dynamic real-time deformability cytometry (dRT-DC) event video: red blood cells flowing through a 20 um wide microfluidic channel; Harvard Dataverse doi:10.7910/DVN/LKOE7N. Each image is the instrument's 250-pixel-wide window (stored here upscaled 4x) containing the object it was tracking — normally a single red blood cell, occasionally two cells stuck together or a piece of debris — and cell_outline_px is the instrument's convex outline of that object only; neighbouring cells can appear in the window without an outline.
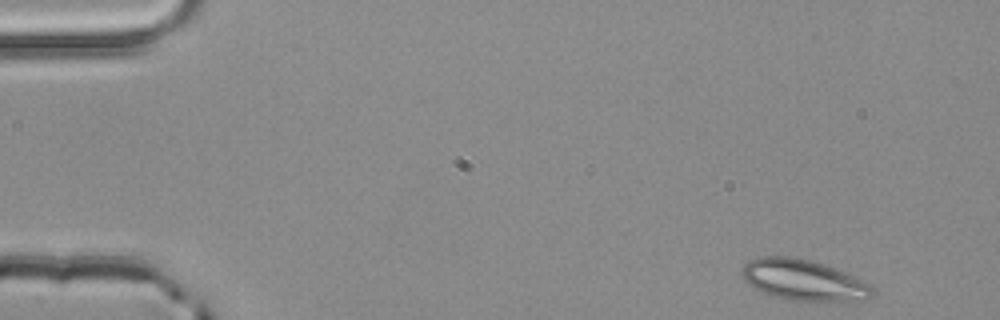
{"species": "common noctule bat (a hibernating species)", "species_latin": "Nyctalus noctula", "temperature_condition": "room temperature", "stored_images_in_passage": 4, "camera_frame_rate_fps": 3000, "um_per_image_px": 0.085, "animal": {"sex": "male", "body_mass_g": 20.4}, "frame": {"image": 1, "passage_image": 1, "time_ms": 0.0, "image_size_px": [1000, 320], "cell_outline_px": [[876, 292], [868, 300], [844, 304], [788, 300], [772, 296], [752, 288], [744, 280], [744, 264], [748, 260], [760, 256], [788, 256], [808, 260], [824, 264], [836, 268], [872, 284]], "centroid_in_image_um": [68.42, 23.87], "position_along_channel_um": 16.6, "area_um2": 32.25}}